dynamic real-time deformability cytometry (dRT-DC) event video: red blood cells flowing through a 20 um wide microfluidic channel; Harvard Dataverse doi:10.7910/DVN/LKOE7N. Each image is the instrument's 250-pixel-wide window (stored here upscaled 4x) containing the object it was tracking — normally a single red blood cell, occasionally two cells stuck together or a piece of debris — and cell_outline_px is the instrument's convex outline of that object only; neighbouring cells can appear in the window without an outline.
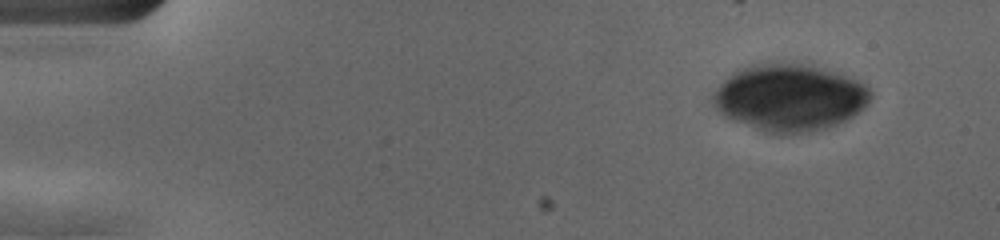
{"species": "human", "species_latin": "Homo sapiens", "temperature_condition": "cold", "stored_images_in_passage": 2, "camera_frame_rate_fps": 3000, "um_per_image_px": 0.085, "donor": {"sex": "female"}, "frame": {"image": 1, "passage_image": 1, "time_ms": 0.0, "image_size_px": [1000, 240], "cell_outline_px": [[872, 96], [868, 104], [864, 108], [852, 116], [828, 128], [812, 132], [784, 136], [780, 136], [764, 132], [732, 120], [724, 116], [716, 108], [712, 100], [712, 96], [716, 88], [732, 72], [756, 64], [804, 64], [820, 68], [856, 80], [864, 84], [868, 88]], "centroid_in_image_um": [67.09, 8.35], "position_along_channel_um": 17.9, "area_um2": 61.15}}